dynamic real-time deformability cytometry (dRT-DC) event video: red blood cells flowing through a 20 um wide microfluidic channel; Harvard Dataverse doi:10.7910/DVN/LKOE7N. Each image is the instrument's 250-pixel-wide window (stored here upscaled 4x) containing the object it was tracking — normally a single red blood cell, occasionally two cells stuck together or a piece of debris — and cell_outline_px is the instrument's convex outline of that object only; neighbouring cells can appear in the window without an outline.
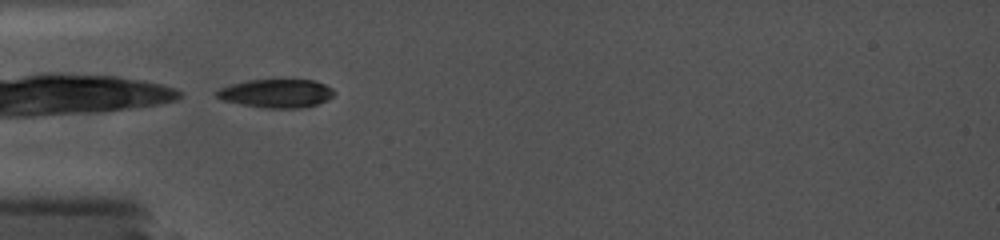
{"species": "common noctule bat (a hibernating species)", "species_latin": "Nyctalus noctula", "temperature_condition": "cold", "stored_images_in_passage": 5, "camera_frame_rate_fps": 5000, "um_per_image_px": 0.085, "animal": {"sex": "female", "body_mass_g": 19.0, "forearm_length_mm": 56.7}, "frame": {"image": 1, "passage_image": 1, "time_ms": 0.0, "image_size_px": [1000, 240], "cell_outline_px": [[336, 92], [328, 100], [304, 108], [264, 108], [240, 104], [224, 100], [216, 96], [216, 92], [220, 88], [228, 84], [248, 80], [312, 80], [324, 84], [332, 88]], "centroid_in_image_um": [23.49, 7.94], "position_along_channel_um": 61.5, "area_um2": 19.54}}
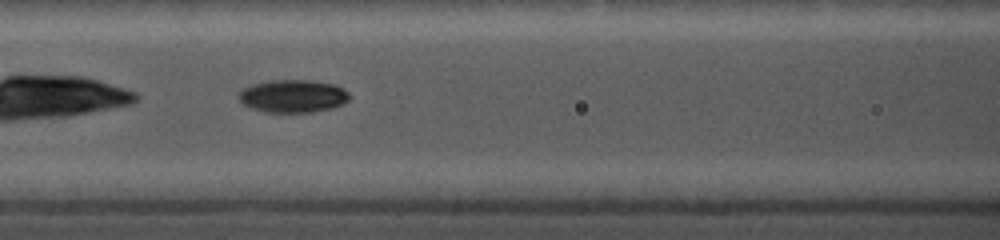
{"frame": {"image": 2, "passage_image": 4, "time_ms": 2.2, "image_size_px": [1000, 240], "cell_outline_px": [[352, 96], [344, 104], [332, 108], [312, 112], [264, 112], [252, 108], [244, 104], [236, 96], [244, 88], [252, 84], [268, 80], [308, 80], [336, 84], [344, 88]], "centroid_in_image_um": [24.93, 8.16], "position_along_channel_um": 141.7, "area_um2": 21.39}}